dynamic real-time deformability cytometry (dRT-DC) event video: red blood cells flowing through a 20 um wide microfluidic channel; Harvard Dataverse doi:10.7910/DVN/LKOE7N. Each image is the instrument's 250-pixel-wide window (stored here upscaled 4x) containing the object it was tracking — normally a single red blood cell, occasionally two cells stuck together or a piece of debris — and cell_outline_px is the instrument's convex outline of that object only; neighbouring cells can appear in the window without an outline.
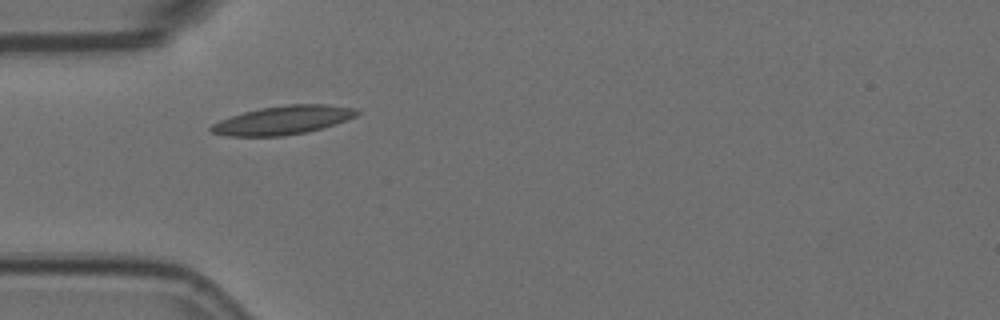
{"species": "Egyptian fruit bat (a non-hibernating species)", "species_latin": "Rousettus aegyptiacus", "temperature_condition": "room temperature", "stored_images_in_passage": 2, "camera_frame_rate_fps": 3000, "um_per_image_px": 0.085, "animal": {"sex": "female"}, "frame": {"image": 1, "passage_image": 1, "time_ms": 0.0, "image_size_px": [1000, 320], "cell_outline_px": [[360, 112], [356, 116], [348, 120], [336, 124], [308, 132], [284, 136], [228, 136], [212, 132], [208, 128], [212, 124], [220, 120], [244, 112], [260, 108], [288, 104], [324, 104], [356, 108]], "centroid_in_image_um": [24.09, 10.21], "position_along_channel_um": 60.9, "area_um2": 24.39}}
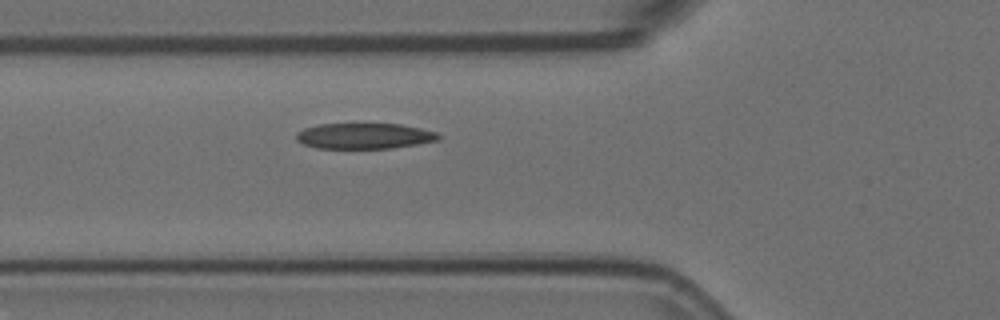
{"frame": {"image": 2, "passage_image": 2, "time_ms": 0.333, "image_size_px": [1000, 320], "cell_outline_px": [[440, 136], [436, 140], [416, 144], [392, 148], [316, 148], [304, 144], [296, 140], [296, 132], [304, 128], [320, 124], [400, 124], [420, 128], [436, 132]], "centroid_in_image_um": [30.92, 11.55], "position_along_channel_um": 94.9, "area_um2": 21.1}}